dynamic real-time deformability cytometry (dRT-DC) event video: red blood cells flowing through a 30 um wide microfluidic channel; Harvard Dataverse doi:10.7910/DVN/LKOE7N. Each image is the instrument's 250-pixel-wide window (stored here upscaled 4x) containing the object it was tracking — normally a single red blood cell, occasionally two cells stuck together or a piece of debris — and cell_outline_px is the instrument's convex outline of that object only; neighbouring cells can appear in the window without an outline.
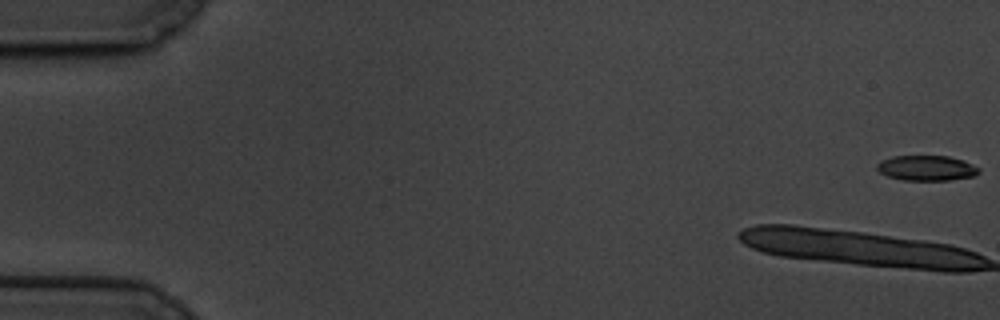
{"species": "common noctule bat (a hibernating species)", "species_latin": "Nyctalus noctula", "temperature_condition": "cold", "stored_images_in_passage": 15, "camera_frame_rate_fps": 3000, "um_per_image_px": 0.085, "animal": {"sex": "male", "body_mass_g": 19.5, "forearm_length_mm": 54.6}, "frame": {"image": 1, "passage_image": 1, "time_ms": 0.0, "image_size_px": [1000, 320], "cell_outline_px": [[980, 172], [976, 176], [948, 180], [904, 180], [888, 176], [880, 172], [876, 168], [876, 164], [880, 160], [892, 156], [948, 156], [964, 160], [980, 168]], "centroid_in_image_um": [78.77, 14.28], "position_along_channel_um": 6.2, "area_um2": 15.09}}